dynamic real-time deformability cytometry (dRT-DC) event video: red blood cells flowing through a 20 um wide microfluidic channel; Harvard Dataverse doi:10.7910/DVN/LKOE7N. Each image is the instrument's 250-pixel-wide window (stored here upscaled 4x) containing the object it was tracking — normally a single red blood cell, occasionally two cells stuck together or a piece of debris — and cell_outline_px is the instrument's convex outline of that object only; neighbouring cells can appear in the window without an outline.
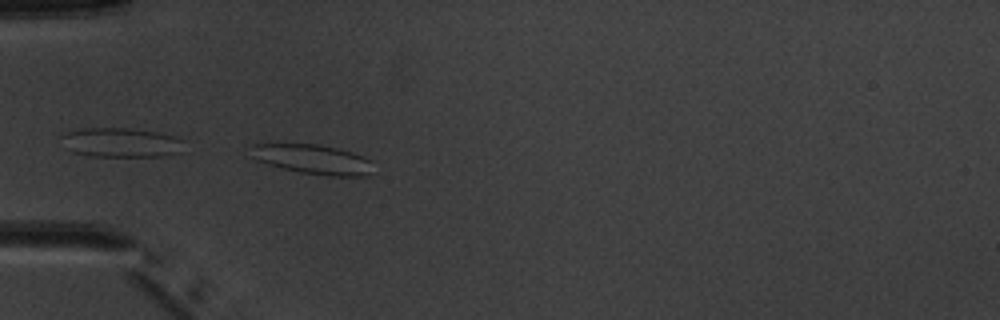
{"species": "common noctule bat (a hibernating species)", "species_latin": "Nyctalus noctula", "temperature_condition": "warm", "stored_images_in_passage": 3, "camera_frame_rate_fps": 3000, "um_per_image_px": 0.085, "animal": {"sex": "male", "body_mass_g": 20.1, "forearm_length_mm": 53.5}, "frame": {"image": 1, "passage_image": 3, "time_ms": 2.667, "image_size_px": [1000, 320], "cell_outline_px": [[372, 160], [368, 176], [328, 176], [300, 172], [268, 164], [256, 160], [252, 156], [252, 144], [316, 144], [336, 148], [352, 152], [364, 156]], "centroid_in_image_um": [26.61, 13.54], "position_along_channel_um": 58.4, "area_um2": 20.87}}